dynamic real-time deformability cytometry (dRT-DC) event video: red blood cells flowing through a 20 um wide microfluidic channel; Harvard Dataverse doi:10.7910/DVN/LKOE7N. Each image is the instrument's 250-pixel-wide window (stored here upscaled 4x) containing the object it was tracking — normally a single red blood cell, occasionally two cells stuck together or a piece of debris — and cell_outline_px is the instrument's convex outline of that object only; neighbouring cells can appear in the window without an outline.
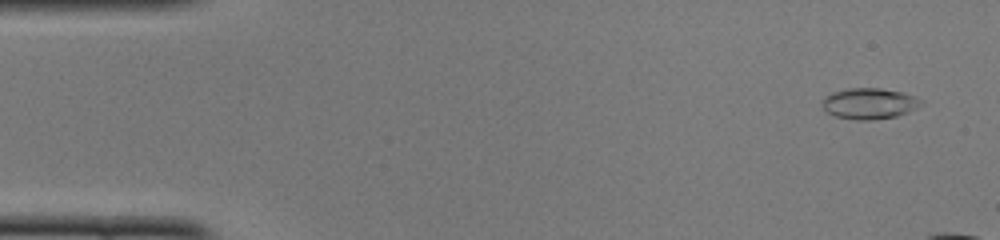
{"species": "common noctule bat (a hibernating species)", "species_latin": "Nyctalus noctula", "temperature_condition": "cold", "stored_images_in_passage": 12, "camera_frame_rate_fps": 3000, "um_per_image_px": 0.085, "animal": {"sex": "female", "body_mass_g": 22.0, "forearm_length_mm": 56.7}, "frame": {"image": 1, "passage_image": 3, "time_ms": 0.667, "image_size_px": [1000, 240], "cell_outline_px": [[924, 104], [908, 112], [896, 116], [872, 120], [856, 120], [836, 116], [828, 112], [824, 108], [824, 96], [832, 92], [848, 88], [880, 88], [904, 92], [916, 96], [924, 100]], "centroid_in_image_um": [73.96, 8.79], "position_along_channel_um": 11.0, "area_um2": 17.92}}